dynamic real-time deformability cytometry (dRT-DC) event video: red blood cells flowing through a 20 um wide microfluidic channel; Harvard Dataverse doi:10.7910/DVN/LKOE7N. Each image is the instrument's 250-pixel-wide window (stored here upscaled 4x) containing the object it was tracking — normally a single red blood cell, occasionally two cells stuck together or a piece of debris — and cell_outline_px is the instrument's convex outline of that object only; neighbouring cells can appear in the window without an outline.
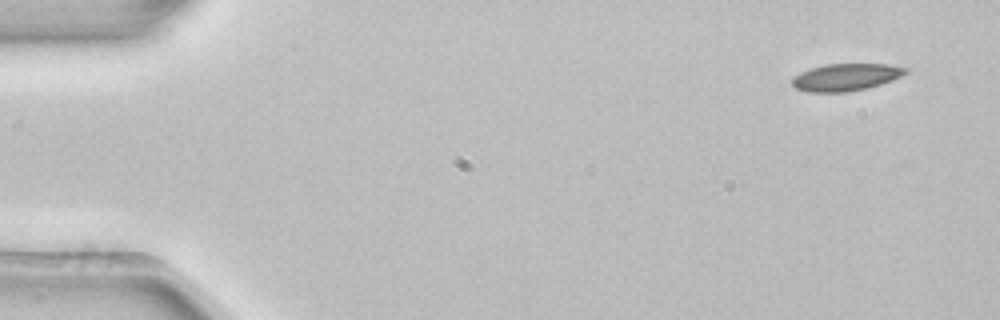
{"species": "common noctule bat (a hibernating species)", "species_latin": "Nyctalus noctula", "temperature_condition": "room temperature", "stored_images_in_passage": 4, "camera_frame_rate_fps": 3000, "um_per_image_px": 0.085, "animal": {"sex": "female", "body_mass_g": 22.7, "forearm_length_mm": 54.2}, "frame": {"image": 1, "passage_image": 1, "time_ms": 0.0, "image_size_px": [1000, 320], "cell_outline_px": [[908, 72], [892, 80], [868, 88], [848, 92], [808, 92], [796, 88], [792, 84], [792, 76], [800, 72], [824, 64], [888, 64], [908, 68]], "centroid_in_image_um": [71.89, 6.56], "position_along_channel_um": 13.1, "area_um2": 18.03}}
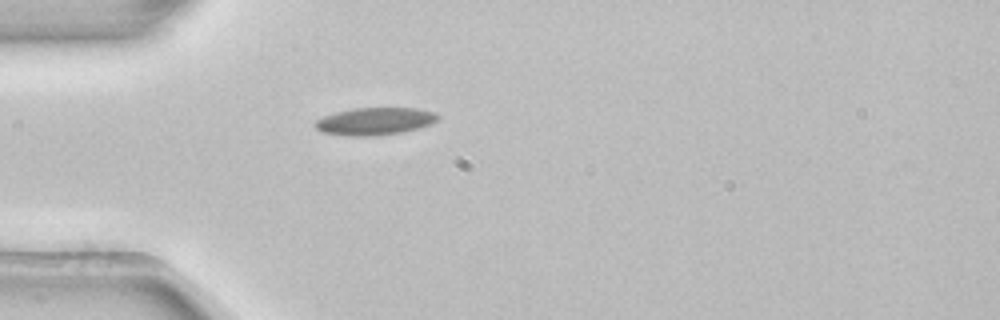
{"frame": {"image": 2, "passage_image": 4, "time_ms": 1.0, "image_size_px": [1000, 320], "cell_outline_px": [[440, 116], [432, 124], [400, 132], [376, 136], [348, 136], [320, 132], [312, 124], [316, 120], [324, 116], [336, 112], [356, 108], [416, 108], [432, 112]], "centroid_in_image_um": [31.81, 10.31], "position_along_channel_um": 53.2, "area_um2": 19.54}}